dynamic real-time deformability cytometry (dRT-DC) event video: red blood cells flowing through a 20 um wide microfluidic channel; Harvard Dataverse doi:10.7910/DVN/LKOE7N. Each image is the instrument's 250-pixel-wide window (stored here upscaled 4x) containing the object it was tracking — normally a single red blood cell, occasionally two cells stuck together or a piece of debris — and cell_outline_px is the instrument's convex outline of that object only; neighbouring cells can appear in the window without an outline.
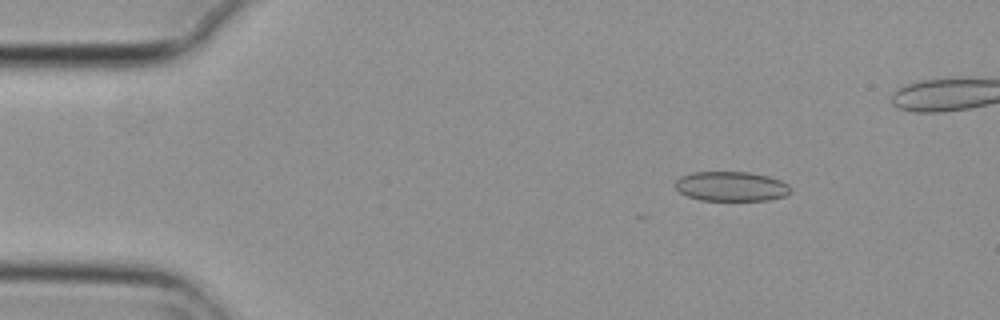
{"species": "common noctule bat (a hibernating species)", "species_latin": "Nyctalus noctula", "temperature_condition": "cold", "stored_images_in_passage": 7, "camera_frame_rate_fps": 3000, "um_per_image_px": 0.085, "animal": {"sex": "female", "body_mass_g": 29.2, "forearm_length_mm": 56.3}, "frame": {"image": 1, "passage_image": 2, "time_ms": 0.333, "image_size_px": [1000, 320], "cell_outline_px": [[792, 188], [784, 196], [768, 200], [700, 200], [688, 196], [680, 192], [672, 184], [680, 176], [692, 172], [748, 172], [768, 176], [780, 180], [788, 184]], "centroid_in_image_um": [62.12, 15.83], "position_along_channel_um": 22.9, "area_um2": 19.94}}
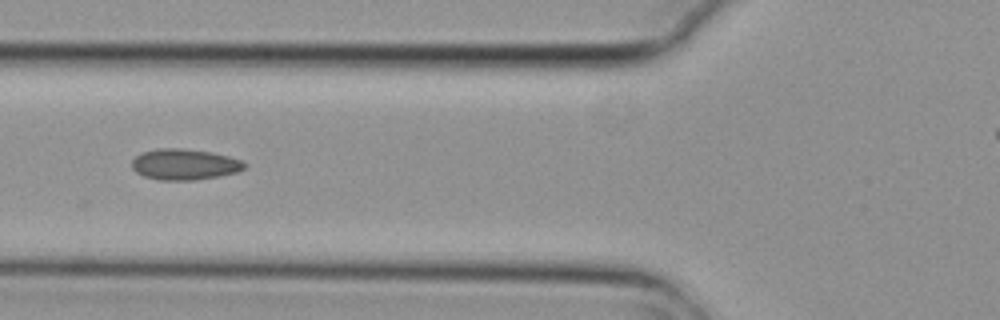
{"frame": {"image": 2, "passage_image": 5, "time_ms": 1.333, "image_size_px": [1000, 320], "cell_outline_px": [[244, 168], [236, 172], [220, 176], [196, 180], [156, 180], [144, 176], [136, 172], [132, 168], [132, 160], [140, 152], [156, 148], [180, 148], [212, 152], [228, 156], [240, 160], [244, 164]], "centroid_in_image_um": [15.63, 13.97], "position_along_channel_um": 110.2, "area_um2": 20.35}}
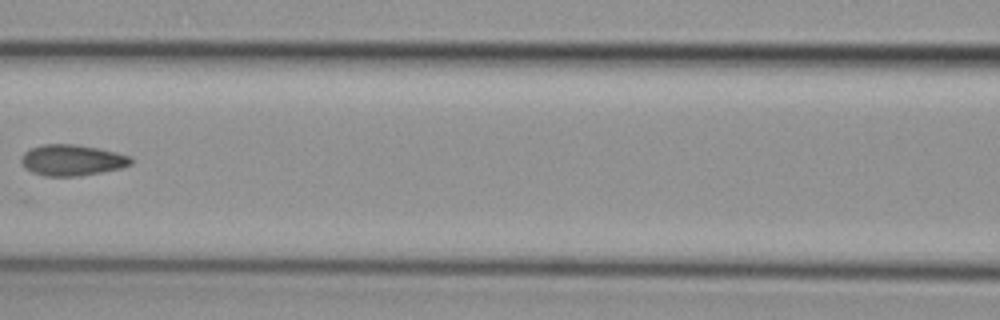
{"frame": {"image": 3, "passage_image": 6, "time_ms": 1.667, "image_size_px": [1000, 320], "cell_outline_px": [[132, 164], [120, 168], [80, 176], [44, 176], [32, 172], [24, 168], [20, 160], [20, 156], [24, 152], [32, 148], [44, 144], [76, 144], [100, 148], [132, 156]], "centroid_in_image_um": [6.11, 13.61], "position_along_channel_um": 160.5, "area_um2": 20.0}}